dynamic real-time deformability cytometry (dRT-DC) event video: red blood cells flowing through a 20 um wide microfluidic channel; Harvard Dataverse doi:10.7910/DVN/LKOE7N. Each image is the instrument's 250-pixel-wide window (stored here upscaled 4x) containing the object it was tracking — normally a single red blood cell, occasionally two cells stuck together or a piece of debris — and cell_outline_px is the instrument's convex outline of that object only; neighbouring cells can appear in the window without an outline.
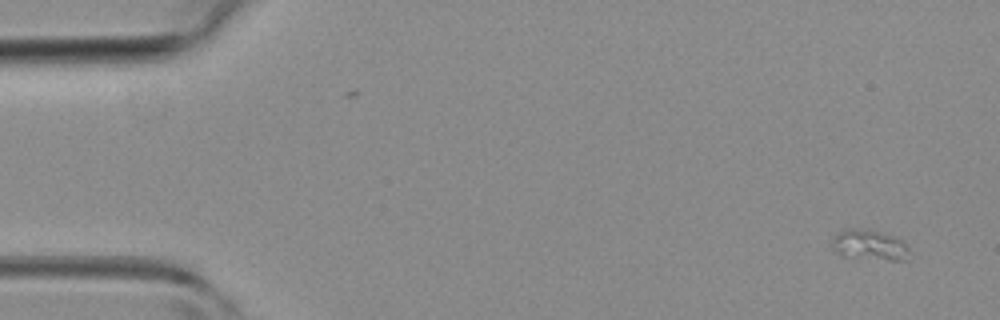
{"species": "common noctule bat (a hibernating species)", "species_latin": "Nyctalus noctula", "temperature_condition": "room temperature", "stored_images_in_passage": 9, "camera_frame_rate_fps": 3000, "um_per_image_px": 0.085, "animal": {"sex": "female", "body_mass_g": 19.3, "forearm_length_mm": 54.1}, "frame": {"image": 1, "passage_image": 1, "time_ms": 0.0, "image_size_px": [1000, 320], "cell_outline_px": [[908, 260], [888, 260], [844, 256], [836, 252], [832, 248], [832, 236], [844, 228], [868, 228], [892, 236], [900, 240], [908, 248]], "centroid_in_image_um": [73.85, 20.8], "position_along_channel_um": 11.2, "area_um2": 13.76}}